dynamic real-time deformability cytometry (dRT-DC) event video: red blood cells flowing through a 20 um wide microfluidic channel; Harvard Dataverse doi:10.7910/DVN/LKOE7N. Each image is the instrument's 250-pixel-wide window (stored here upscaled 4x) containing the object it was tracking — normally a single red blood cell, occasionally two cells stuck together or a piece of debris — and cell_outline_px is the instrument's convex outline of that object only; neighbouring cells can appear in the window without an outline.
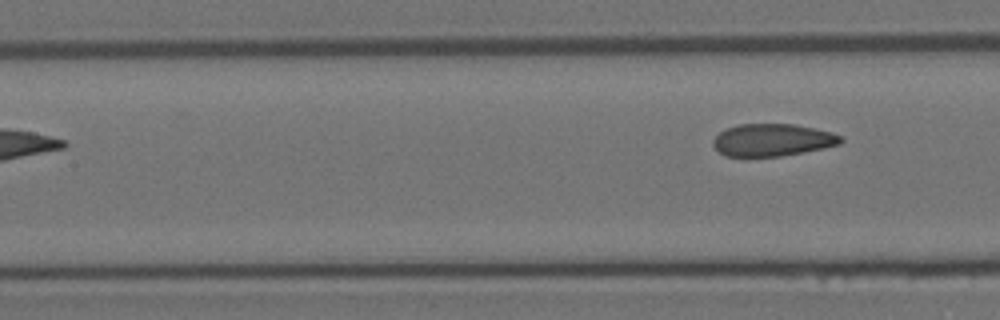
{"species": "Egyptian fruit bat (a non-hibernating species)", "species_latin": "Rousettus aegyptiacus", "temperature_condition": "room temperature", "stored_images_in_passage": 7, "segment_of_instrument_passage": [2, 2], "camera_frame_rate_fps": 3000, "um_per_image_px": 0.085, "animal": {"sex": "female"}, "frame": {"image": 1, "passage_image": 7, "time_ms": 2.0, "image_size_px": [1000, 320], "cell_outline_px": [[844, 140], [840, 144], [824, 148], [780, 156], [724, 156], [712, 144], [712, 140], [720, 132], [736, 124], [792, 124], [832, 132], [844, 136]], "centroid_in_image_um": [65.68, 11.89], "position_along_channel_um": 141.7, "area_um2": 23.99}}